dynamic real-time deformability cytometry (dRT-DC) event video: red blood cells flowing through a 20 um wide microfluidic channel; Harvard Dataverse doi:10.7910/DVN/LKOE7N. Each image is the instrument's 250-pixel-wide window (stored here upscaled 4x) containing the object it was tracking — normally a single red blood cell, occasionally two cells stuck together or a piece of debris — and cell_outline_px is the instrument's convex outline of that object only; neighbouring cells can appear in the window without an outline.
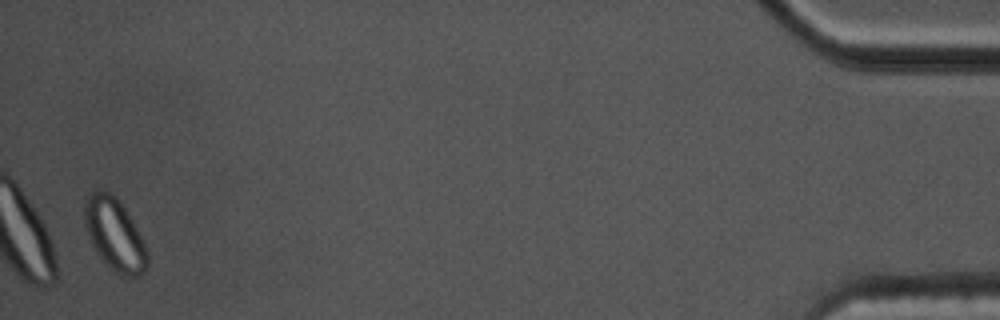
{"species": "common noctule bat (a hibernating species)", "species_latin": "Nyctalus noctula", "temperature_condition": "cold", "stored_images_in_passage": 43, "segment_of_instrument_passage": [2, 2], "camera_frame_rate_fps": 3000, "um_per_image_px": 0.085, "animal": {"sex": "male", "body_mass_g": 17.5, "forearm_length_mm": 52.3}, "frame": {"image": 1, "passage_image": 42, "time_ms": 13.667, "image_size_px": [1000, 320], "cell_outline_px": [[148, 268], [140, 276], [120, 276], [104, 264], [96, 252], [92, 244], [84, 224], [84, 204], [88, 192], [112, 192], [116, 196], [124, 208], [136, 228], [148, 252]], "centroid_in_image_um": [9.73, 19.97], "position_along_channel_um": 425.5, "area_um2": 26.41}}